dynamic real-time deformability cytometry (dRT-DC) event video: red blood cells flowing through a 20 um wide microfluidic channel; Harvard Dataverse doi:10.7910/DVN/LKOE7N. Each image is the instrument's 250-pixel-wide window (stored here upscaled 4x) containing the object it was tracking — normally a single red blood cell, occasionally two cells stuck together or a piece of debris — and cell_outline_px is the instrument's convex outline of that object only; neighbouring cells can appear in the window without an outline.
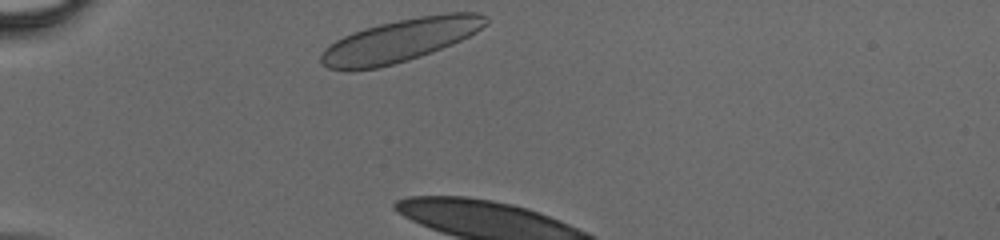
{"species": "human", "species_latin": "Homo sapiens", "temperature_condition": "cold", "stored_images_in_passage": 4, "camera_frame_rate_fps": 3000, "um_per_image_px": 0.085, "donor": {"sex": "male"}, "frame": {"image": 1, "passage_image": 1, "time_ms": 0.0, "image_size_px": [1000, 240], "cell_outline_px": [[488, 24], [476, 32], [452, 44], [432, 52], [408, 60], [376, 68], [352, 72], [328, 68], [320, 60], [320, 56], [324, 48], [336, 40], [344, 36], [364, 28], [380, 24], [420, 16], [448, 12], [476, 12], [488, 16]], "centroid_in_image_um": [34.01, 3.44], "position_along_channel_um": 51.0, "area_um2": 41.04}}